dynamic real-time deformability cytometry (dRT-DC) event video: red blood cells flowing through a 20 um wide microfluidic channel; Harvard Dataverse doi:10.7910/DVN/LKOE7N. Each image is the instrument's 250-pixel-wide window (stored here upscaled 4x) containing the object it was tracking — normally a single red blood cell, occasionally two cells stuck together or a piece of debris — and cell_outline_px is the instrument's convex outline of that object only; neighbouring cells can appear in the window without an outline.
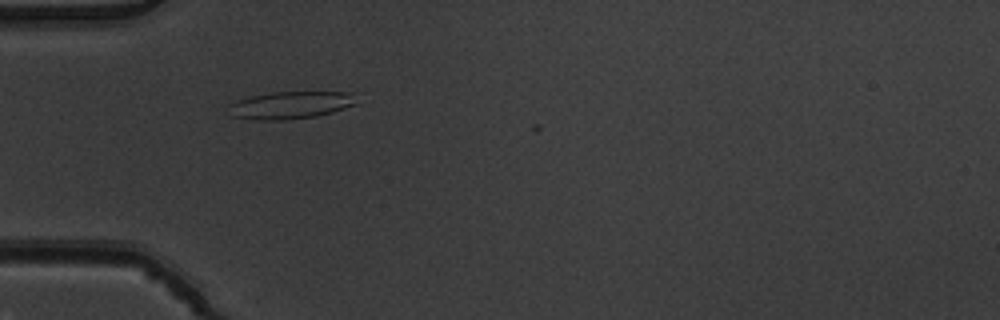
{"species": "common noctule bat (a hibernating species)", "species_latin": "Nyctalus noctula", "temperature_condition": "warm", "stored_images_in_passage": 5, "camera_frame_rate_fps": 3000, "um_per_image_px": 0.085, "animal": {"sex": "male", "body_mass_g": 19.5, "forearm_length_mm": 54.6}, "frame": {"image": 1, "passage_image": 3, "time_ms": 0.667, "image_size_px": [1000, 320], "cell_outline_px": [[356, 104], [332, 112], [316, 116], [280, 120], [256, 120], [232, 116], [228, 104], [236, 100], [252, 96], [272, 92], [348, 92]], "centroid_in_image_um": [24.62, 8.94], "position_along_channel_um": 60.4, "area_um2": 20.06}}